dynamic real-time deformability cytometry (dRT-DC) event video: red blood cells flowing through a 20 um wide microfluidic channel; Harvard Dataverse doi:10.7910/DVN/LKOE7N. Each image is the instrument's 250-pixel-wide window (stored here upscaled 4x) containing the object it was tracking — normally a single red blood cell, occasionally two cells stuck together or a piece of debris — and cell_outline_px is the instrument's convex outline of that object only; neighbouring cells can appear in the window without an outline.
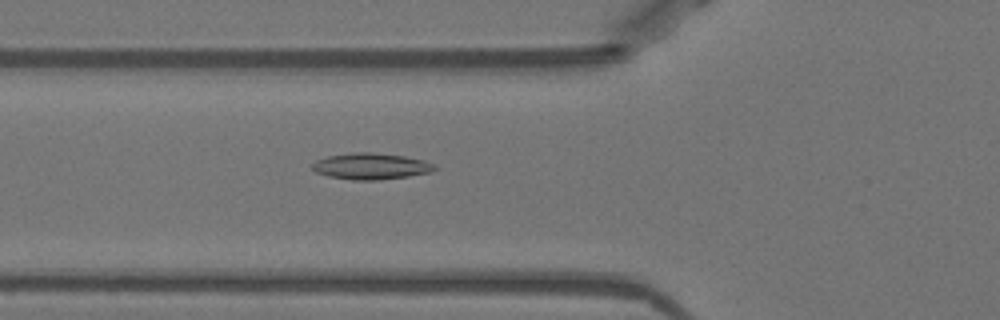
{"species": "Egyptian fruit bat (a non-hibernating species)", "species_latin": "Rousettus aegyptiacus", "temperature_condition": "warm", "stored_images_in_passage": 40, "camera_frame_rate_fps": 3000, "um_per_image_px": 0.085, "animal": {"sex": "female"}, "frame": {"image": 1, "passage_image": 19, "time_ms": 6.0, "image_size_px": [1000, 320], "cell_outline_px": [[440, 168], [432, 172], [408, 176], [380, 180], [352, 180], [328, 176], [316, 172], [312, 168], [312, 164], [316, 160], [328, 156], [356, 152], [372, 152], [404, 156], [424, 160], [436, 164]], "centroid_in_image_um": [31.59, 14.13], "position_along_channel_um": 94.2, "area_um2": 18.9}}
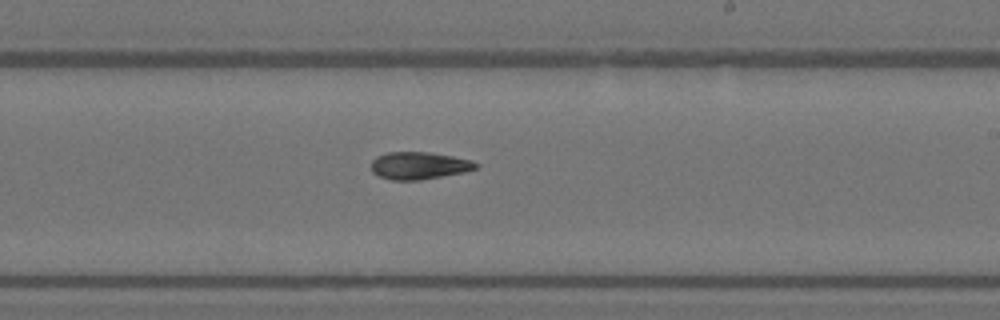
{"frame": {"image": 2, "passage_image": 31, "time_ms": 10.0, "image_size_px": [1000, 320], "cell_outline_px": [[476, 168], [464, 172], [420, 180], [392, 180], [380, 176], [372, 172], [372, 160], [376, 156], [388, 152], [428, 152], [452, 156], [472, 160], [476, 164]], "centroid_in_image_um": [35.59, 14.07], "position_along_channel_um": 253.4, "area_um2": 16.53}}
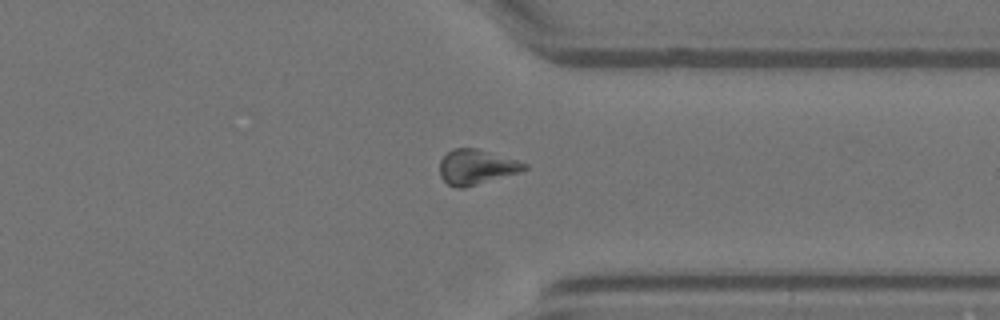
{"frame": {"image": 3, "passage_image": 40, "time_ms": 13.0, "image_size_px": [1000, 320], "cell_outline_px": [[528, 168], [520, 172], [464, 188], [456, 188], [448, 184], [440, 176], [440, 160], [452, 148], [476, 148], [516, 160], [528, 164]], "centroid_in_image_um": [40.48, 14.2], "position_along_channel_um": 370.9, "area_um2": 17.11}, "authors_computed_cell_mechanics": {"area_um2": 18.1492, "velocity_mm_per_s": 3.9731, "shape_relaxation_time_tau1_ms": 4.2085, "shape_relaxation_time_tau2_ms": null, "deformation_change_tau1": 0.087, "deformation_change_tau2": null}}